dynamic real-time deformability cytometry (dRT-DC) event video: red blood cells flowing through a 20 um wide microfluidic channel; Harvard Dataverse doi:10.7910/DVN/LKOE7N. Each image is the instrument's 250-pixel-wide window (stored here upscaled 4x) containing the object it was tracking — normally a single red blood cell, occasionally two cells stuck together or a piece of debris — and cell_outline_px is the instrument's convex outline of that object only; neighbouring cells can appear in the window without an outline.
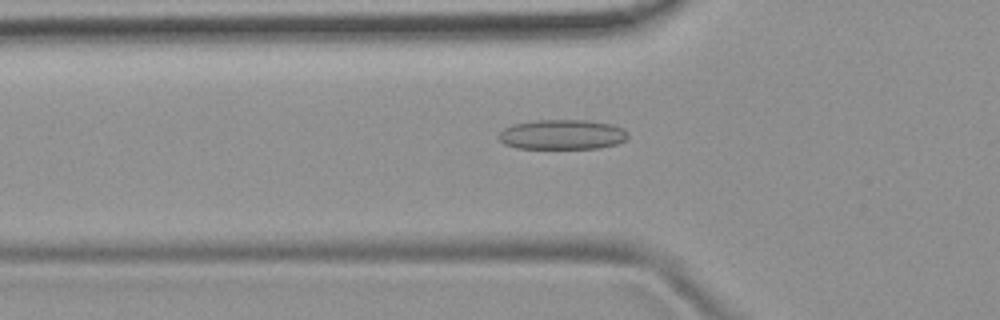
{"species": "common noctule bat (a hibernating species)", "species_latin": "Nyctalus noctula", "temperature_condition": "room temperature", "stored_images_in_passage": 52, "camera_frame_rate_fps": 3000, "um_per_image_px": 0.085, "animal": {"sex": "female", "body_mass_g": 19.9}, "frame": {"image": 1, "passage_image": 18, "time_ms": 5.667, "image_size_px": [1000, 320], "cell_outline_px": [[628, 136], [624, 140], [616, 144], [600, 148], [516, 148], [504, 144], [496, 136], [504, 128], [512, 124], [536, 120], [588, 120], [612, 124], [624, 128], [628, 132]], "centroid_in_image_um": [47.78, 11.43], "position_along_channel_um": 78.0, "area_um2": 22.66}}
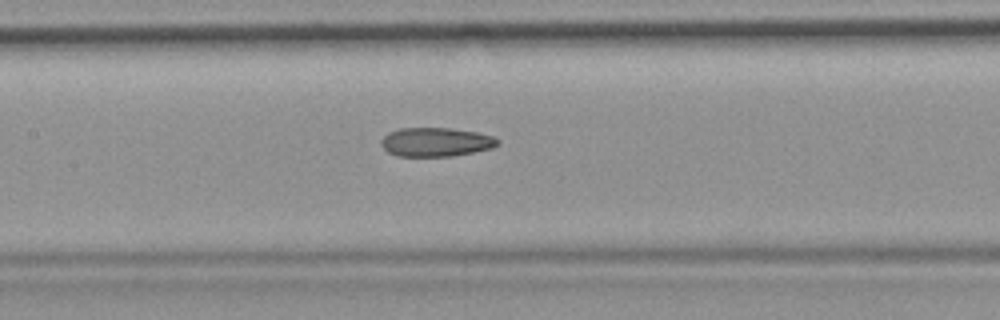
{"frame": {"image": 2, "passage_image": 25, "time_ms": 8.0, "image_size_px": [1000, 320], "cell_outline_px": [[500, 144], [492, 148], [452, 156], [396, 156], [388, 152], [380, 144], [380, 140], [388, 132], [400, 128], [448, 128], [476, 132], [492, 136], [500, 140]], "centroid_in_image_um": [37.03, 12.07], "position_along_channel_um": 170.4, "area_um2": 19.65}}
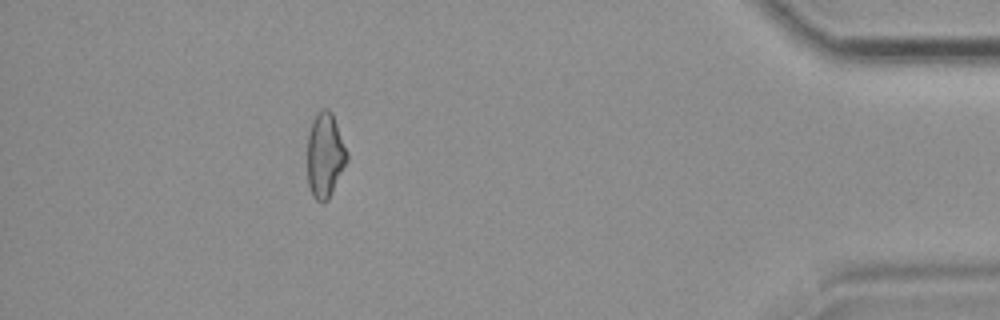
{"frame": {"image": 3, "passage_image": 47, "time_ms": 15.333, "image_size_px": [1000, 320], "cell_outline_px": [[348, 160], [328, 200], [324, 204], [320, 204], [312, 196], [308, 184], [308, 132], [312, 120], [316, 112], [324, 108], [328, 108], [332, 112], [348, 152]], "centroid_in_image_um": [27.63, 13.2], "position_along_channel_um": 407.6, "area_um2": 19.88}, "authors_computed_cell_mechanics": {"area_um2": 20.3456, "velocity_mm_per_s": 3.926, "shape_relaxation_time_tau1_ms": null, "shape_relaxation_time_tau2_ms": 5.1797, "deformation_change_tau1": null, "deformation_change_tau2": 0.1403}}